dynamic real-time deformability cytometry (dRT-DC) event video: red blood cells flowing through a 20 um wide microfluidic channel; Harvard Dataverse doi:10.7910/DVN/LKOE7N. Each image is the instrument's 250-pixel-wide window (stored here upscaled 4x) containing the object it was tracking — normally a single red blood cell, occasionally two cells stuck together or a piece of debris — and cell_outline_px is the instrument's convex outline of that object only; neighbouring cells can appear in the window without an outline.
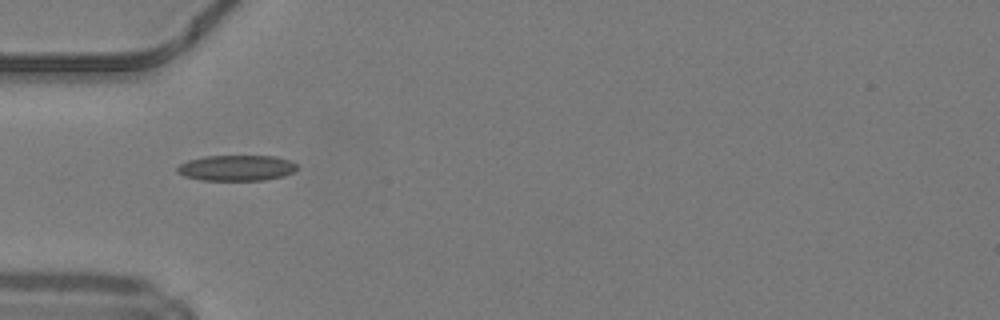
{"species": "common noctule bat (a hibernating species)", "species_latin": "Nyctalus noctula", "temperature_condition": "warm", "stored_images_in_passage": 9, "camera_frame_rate_fps": 3000, "um_per_image_px": 0.085, "animal": {"sex": "male", "body_mass_g": 19.2, "forearm_length_mm": 51.8}, "frame": {"image": 1, "passage_image": 1, "time_ms": 0.0, "image_size_px": [1000, 320], "cell_outline_px": [[296, 168], [292, 172], [284, 176], [264, 180], [200, 180], [184, 176], [176, 172], [176, 168], [180, 164], [188, 160], [204, 156], [276, 156], [288, 160], [296, 164]], "centroid_in_image_um": [20.06, 14.27], "position_along_channel_um": 64.9, "area_um2": 17.92}}
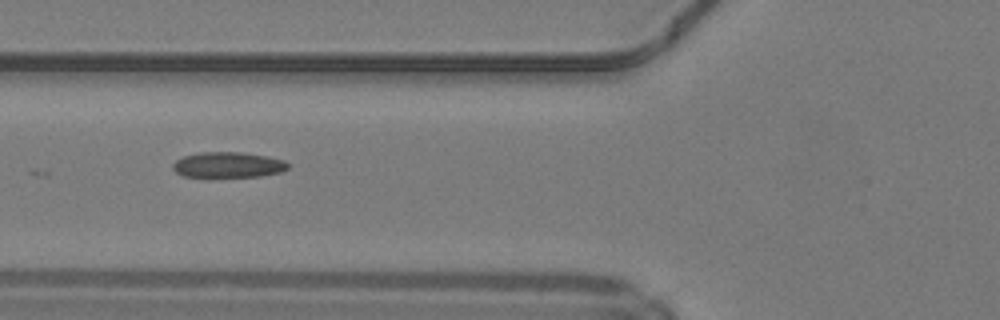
{"frame": {"image": 2, "passage_image": 4, "time_ms": 1.0, "image_size_px": [1000, 320], "cell_outline_px": [[288, 168], [280, 172], [260, 176], [184, 176], [176, 172], [172, 168], [172, 164], [176, 160], [184, 156], [200, 152], [240, 152], [268, 156], [284, 160], [288, 164]], "centroid_in_image_um": [19.38, 14.0], "position_along_channel_um": 106.4, "area_um2": 16.94}}
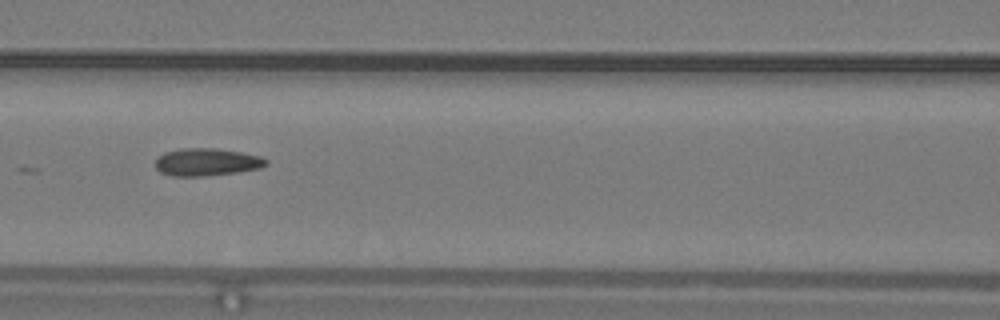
{"frame": {"image": 3, "passage_image": 7, "time_ms": 2.0, "image_size_px": [1000, 320], "cell_outline_px": [[268, 164], [260, 168], [236, 172], [204, 176], [172, 176], [160, 172], [156, 168], [156, 156], [164, 152], [180, 148], [216, 148], [240, 152], [260, 156], [268, 160]], "centroid_in_image_um": [17.54, 13.77], "position_along_channel_um": 149.1, "area_um2": 17.86}}